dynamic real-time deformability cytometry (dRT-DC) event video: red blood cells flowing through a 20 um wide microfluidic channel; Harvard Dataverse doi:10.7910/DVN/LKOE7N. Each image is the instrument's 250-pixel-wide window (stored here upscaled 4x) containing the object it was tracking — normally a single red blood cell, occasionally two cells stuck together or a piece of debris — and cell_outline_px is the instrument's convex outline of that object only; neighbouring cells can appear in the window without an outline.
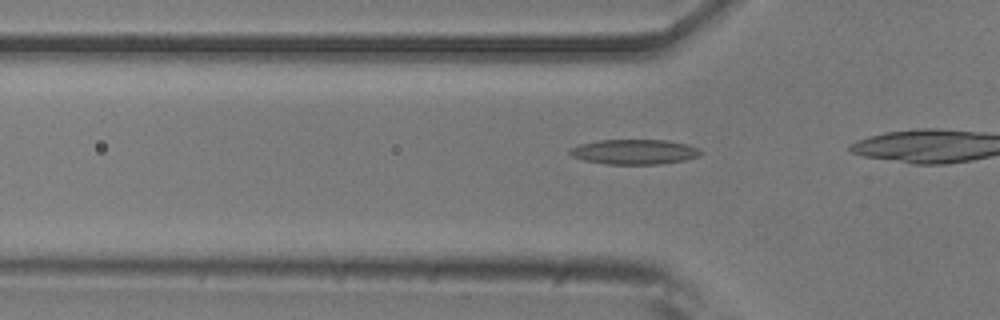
{"species": "common noctule bat (a hibernating species)", "species_latin": "Nyctalus noctula", "temperature_condition": "room temperature", "stored_images_in_passage": 15, "camera_frame_rate_fps": 3000, "um_per_image_px": 0.085, "animal": {"sex": "male", "body_mass_g": 20.5, "forearm_length_mm": 52.5}, "frame": {"image": 1, "passage_image": 13, "time_ms": 4.0, "image_size_px": [1000, 320], "cell_outline_px": [[704, 152], [700, 156], [684, 160], [660, 164], [604, 164], [584, 160], [572, 156], [568, 152], [572, 148], [580, 144], [600, 140], [668, 140], [688, 144], [700, 148]], "centroid_in_image_um": [53.98, 12.9], "position_along_channel_um": 71.8, "area_um2": 19.13}}